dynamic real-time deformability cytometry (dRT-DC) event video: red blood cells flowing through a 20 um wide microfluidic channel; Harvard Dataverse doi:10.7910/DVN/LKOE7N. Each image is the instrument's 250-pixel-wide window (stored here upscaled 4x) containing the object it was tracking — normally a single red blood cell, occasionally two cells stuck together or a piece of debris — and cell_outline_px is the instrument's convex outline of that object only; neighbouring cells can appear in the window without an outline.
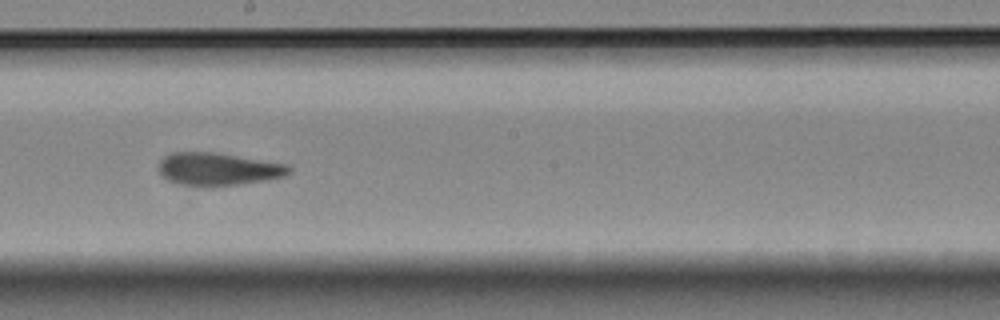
{"species": "Egyptian fruit bat (a non-hibernating species)", "species_latin": "Rousettus aegyptiacus", "temperature_condition": "room temperature", "stored_images_in_passage": 11, "camera_frame_rate_fps": 3000, "um_per_image_px": 0.085, "animal": {"sex": "female"}, "frame": {"image": 1, "passage_image": 8, "time_ms": 9.0, "image_size_px": [1000, 320], "cell_outline_px": [[292, 172], [284, 176], [264, 180], [240, 184], [212, 188], [200, 188], [180, 184], [168, 180], [160, 176], [160, 160], [164, 156], [172, 152], [216, 152], [288, 164], [292, 168]], "centroid_in_image_um": [18.53, 14.39], "position_along_channel_um": 229.7, "area_um2": 25.43}}
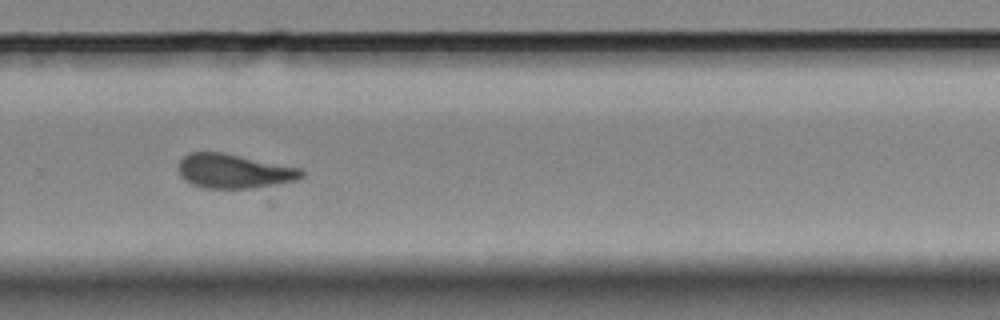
{"frame": {"image": 2, "passage_image": 10, "time_ms": 11.333, "image_size_px": [1000, 320], "cell_outline_px": [[304, 176], [296, 180], [252, 188], [204, 188], [192, 184], [184, 180], [180, 176], [180, 160], [188, 152], [224, 152], [300, 168], [304, 172]], "centroid_in_image_um": [19.87, 14.54], "position_along_channel_um": 309.9, "area_um2": 24.45}}
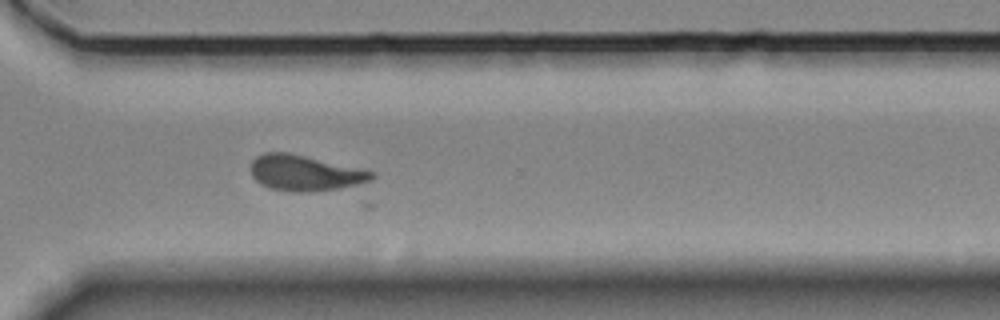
{"frame": {"image": 3, "passage_image": 11, "time_ms": 12.333, "image_size_px": [1000, 320], "cell_outline_px": [[376, 176], [372, 180], [340, 188], [308, 192], [292, 192], [268, 188], [260, 184], [252, 176], [252, 160], [256, 156], [264, 152], [288, 152], [376, 172]], "centroid_in_image_um": [25.9, 14.71], "position_along_channel_um": 344.7, "area_um2": 25.09}}